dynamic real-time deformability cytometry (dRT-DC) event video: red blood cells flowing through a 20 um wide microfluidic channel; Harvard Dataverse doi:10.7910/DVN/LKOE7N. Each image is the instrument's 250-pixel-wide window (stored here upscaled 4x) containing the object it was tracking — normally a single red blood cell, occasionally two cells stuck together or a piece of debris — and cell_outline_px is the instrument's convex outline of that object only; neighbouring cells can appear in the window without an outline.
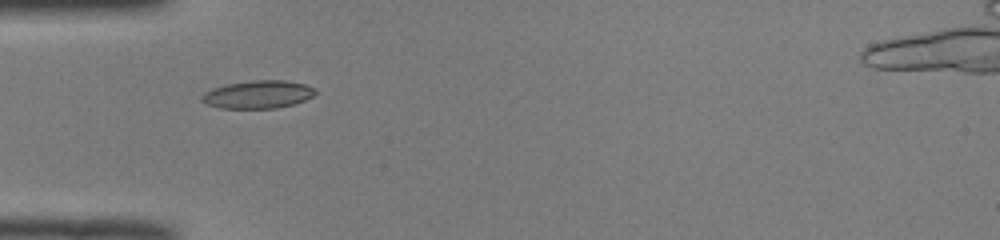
{"species": "common noctule bat (a hibernating species)", "species_latin": "Nyctalus noctula", "temperature_condition": "room temperature", "stored_images_in_passage": 35, "camera_frame_rate_fps": 3000, "um_per_image_px": 0.085, "animal": {"sex": "male", "body_mass_g": 19.0, "forearm_length_mm": 50.8}, "frame": {"image": 1, "passage_image": 1, "time_ms": 0.0, "image_size_px": [1000, 240], "cell_outline_px": [[316, 92], [312, 96], [304, 100], [292, 104], [276, 108], [220, 108], [208, 104], [200, 100], [200, 96], [204, 92], [212, 88], [228, 84], [252, 80], [284, 80], [304, 84], [316, 88]], "centroid_in_image_um": [21.91, 8.02], "position_along_channel_um": 63.1, "area_um2": 18.38}}
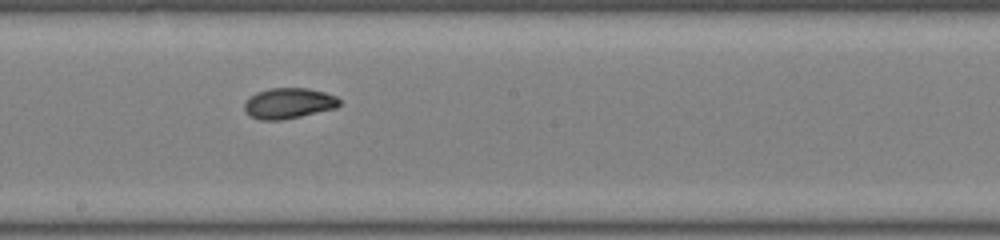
{"frame": {"image": 2, "passage_image": 13, "time_ms": 4.0, "image_size_px": [1000, 240], "cell_outline_px": [[340, 104], [336, 108], [300, 116], [280, 120], [260, 120], [252, 116], [244, 108], [244, 104], [248, 96], [256, 92], [268, 88], [308, 88], [324, 92], [336, 96], [340, 100]], "centroid_in_image_um": [24.53, 8.76], "position_along_channel_um": 223.7, "area_um2": 16.94}}
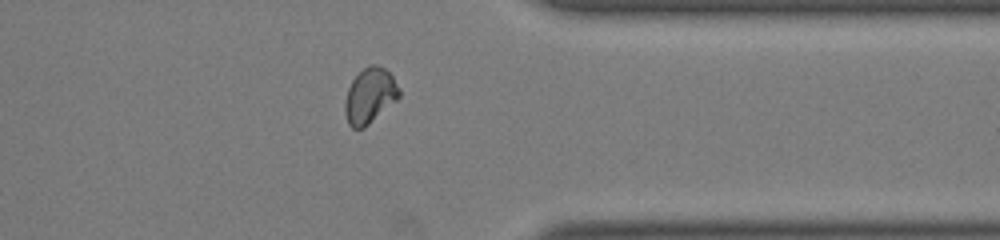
{"frame": {"image": 3, "passage_image": 25, "time_ms": 8.0, "image_size_px": [1000, 240], "cell_outline_px": [[400, 96], [396, 100], [364, 128], [352, 128], [348, 124], [344, 112], [344, 100], [348, 88], [352, 80], [368, 64], [376, 64], [384, 68], [392, 76], [400, 88]], "centroid_in_image_um": [31.42, 8.13], "position_along_channel_um": 380.0, "area_um2": 17.46}, "authors_computed_cell_mechanics": {"area_um2": 17.2244, "velocity_mm_per_s": 4.0614, "shape_relaxation_time_tau1_ms": 5.3793, "shape_relaxation_time_tau2_ms": 1.3709, "deformation_change_tau1": 0.1817, "deformation_change_tau2": 0.053}}